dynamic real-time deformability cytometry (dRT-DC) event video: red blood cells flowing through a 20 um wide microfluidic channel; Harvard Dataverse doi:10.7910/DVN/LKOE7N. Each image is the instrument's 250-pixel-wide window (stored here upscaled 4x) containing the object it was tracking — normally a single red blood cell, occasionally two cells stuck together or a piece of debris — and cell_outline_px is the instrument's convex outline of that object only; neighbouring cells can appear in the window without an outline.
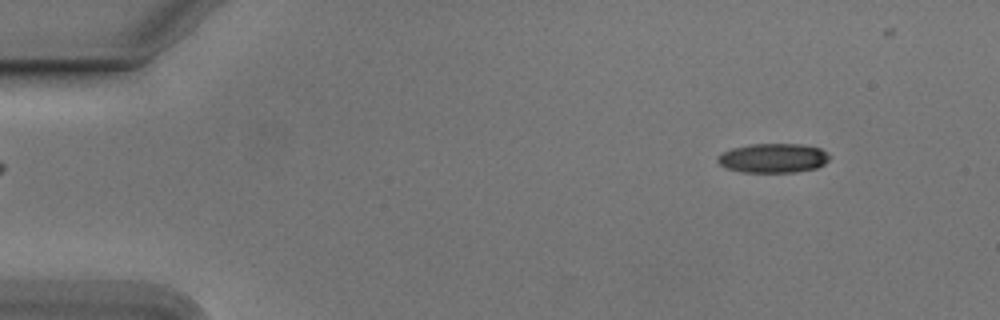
{"species": "Egyptian fruit bat (a non-hibernating species)", "species_latin": "Rousettus aegyptiacus", "temperature_condition": "cold", "stored_images_in_passage": 41, "camera_frame_rate_fps": 3000, "um_per_image_px": 0.085, "animal": {"sex": "male"}, "frame": {"image": 1, "passage_image": 1, "time_ms": 0.0, "image_size_px": [1000, 320], "cell_outline_px": [[832, 156], [824, 164], [816, 168], [796, 172], [740, 172], [728, 168], [720, 164], [716, 160], [716, 156], [720, 152], [732, 148], [752, 144], [800, 144], [820, 148], [828, 152]], "centroid_in_image_um": [65.72, 13.43], "position_along_channel_um": 19.3, "area_um2": 19.31}}
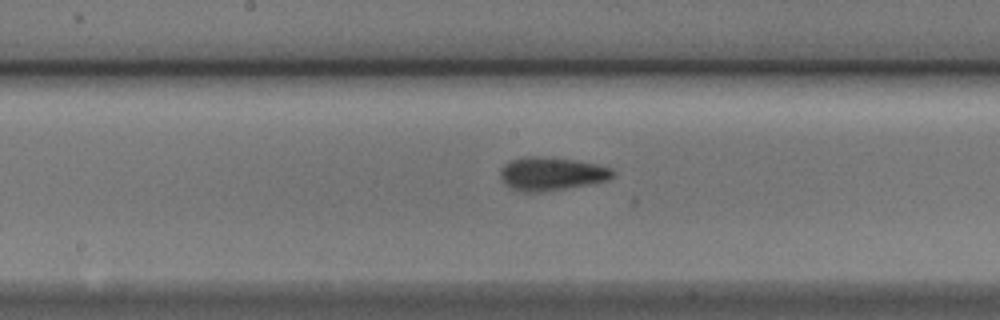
{"frame": {"image": 2, "passage_image": 23, "time_ms": 7.333, "image_size_px": [1000, 320], "cell_outline_px": [[616, 176], [608, 180], [592, 184], [540, 192], [520, 192], [508, 188], [500, 180], [500, 168], [504, 164], [512, 160], [524, 156], [536, 156], [572, 160], [596, 164], [612, 168], [616, 172]], "centroid_in_image_um": [46.85, 14.79], "position_along_channel_um": 201.3, "area_um2": 22.14}}
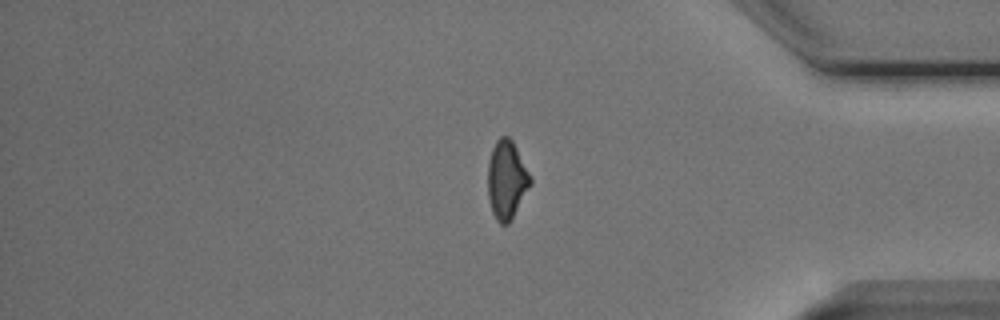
{"frame": {"image": 3, "passage_image": 40, "time_ms": 13.0, "image_size_px": [1000, 320], "cell_outline_px": [[532, 184], [508, 224], [500, 224], [496, 220], [492, 212], [488, 196], [488, 160], [492, 148], [496, 140], [500, 136], [508, 136], [512, 140], [532, 180]], "centroid_in_image_um": [43.05, 15.28], "position_along_channel_um": 392.2, "area_um2": 19.31}}